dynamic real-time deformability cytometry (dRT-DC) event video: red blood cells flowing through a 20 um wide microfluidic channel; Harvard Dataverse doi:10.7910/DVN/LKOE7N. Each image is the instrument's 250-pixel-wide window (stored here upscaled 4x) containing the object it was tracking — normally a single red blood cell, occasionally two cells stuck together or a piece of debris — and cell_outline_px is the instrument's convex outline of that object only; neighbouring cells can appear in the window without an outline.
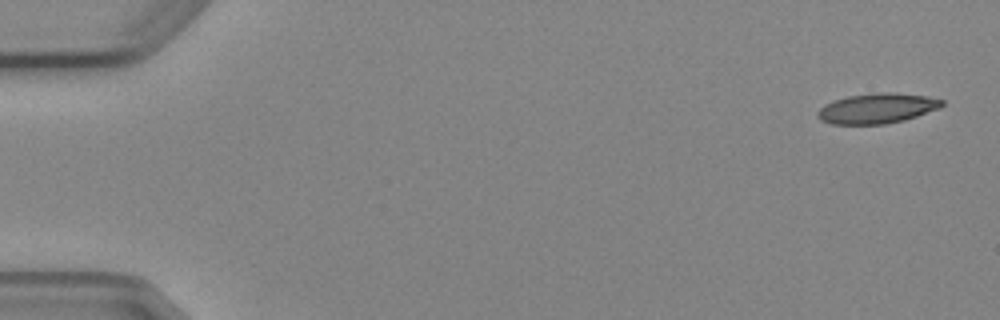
{"species": "Egyptian fruit bat (a non-hibernating species)", "species_latin": "Rousettus aegyptiacus", "temperature_condition": "cold", "stored_images_in_passage": 5, "camera_frame_rate_fps": 3000, "um_per_image_px": 0.085, "animal": {"sex": "female"}, "frame": {"image": 1, "passage_image": 1, "time_ms": 0.0, "image_size_px": [1000, 320], "cell_outline_px": [[944, 104], [940, 108], [904, 120], [884, 124], [832, 124], [820, 120], [816, 116], [816, 112], [824, 104], [832, 100], [848, 96], [876, 92], [896, 92], [928, 96], [944, 100]], "centroid_in_image_um": [74.54, 9.2], "position_along_channel_um": 10.5, "area_um2": 22.08}}